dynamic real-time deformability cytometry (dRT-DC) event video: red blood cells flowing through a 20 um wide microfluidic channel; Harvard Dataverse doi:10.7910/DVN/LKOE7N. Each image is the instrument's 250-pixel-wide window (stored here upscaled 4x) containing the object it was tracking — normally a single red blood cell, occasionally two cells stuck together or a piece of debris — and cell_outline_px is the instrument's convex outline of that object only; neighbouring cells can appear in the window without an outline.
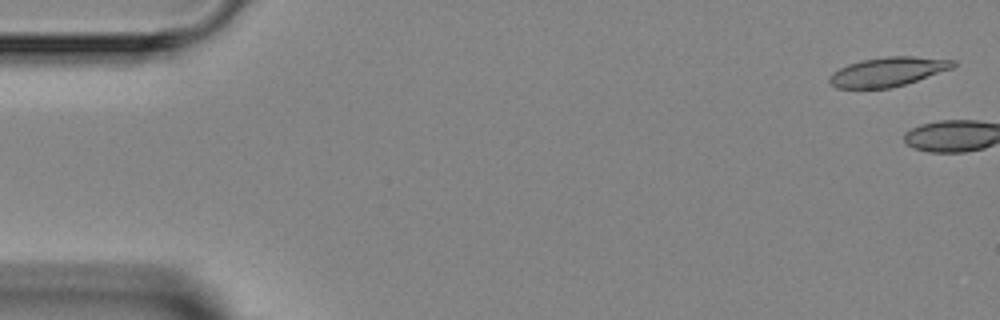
{"species": "Egyptian fruit bat (a non-hibernating species)", "species_latin": "Rousettus aegyptiacus", "temperature_condition": "room temperature", "stored_images_in_passage": 5, "camera_frame_rate_fps": 3000, "um_per_image_px": 0.085, "animal": {"sex": "female"}, "frame": {"image": 1, "passage_image": 1, "time_ms": 0.0, "image_size_px": [1000, 320], "cell_outline_px": [[956, 64], [952, 68], [892, 88], [836, 88], [828, 80], [828, 76], [832, 72], [848, 64], [860, 60], [888, 56], [912, 56], [956, 60]], "centroid_in_image_um": [75.43, 6.09], "position_along_channel_um": 9.6, "area_um2": 20.92}}